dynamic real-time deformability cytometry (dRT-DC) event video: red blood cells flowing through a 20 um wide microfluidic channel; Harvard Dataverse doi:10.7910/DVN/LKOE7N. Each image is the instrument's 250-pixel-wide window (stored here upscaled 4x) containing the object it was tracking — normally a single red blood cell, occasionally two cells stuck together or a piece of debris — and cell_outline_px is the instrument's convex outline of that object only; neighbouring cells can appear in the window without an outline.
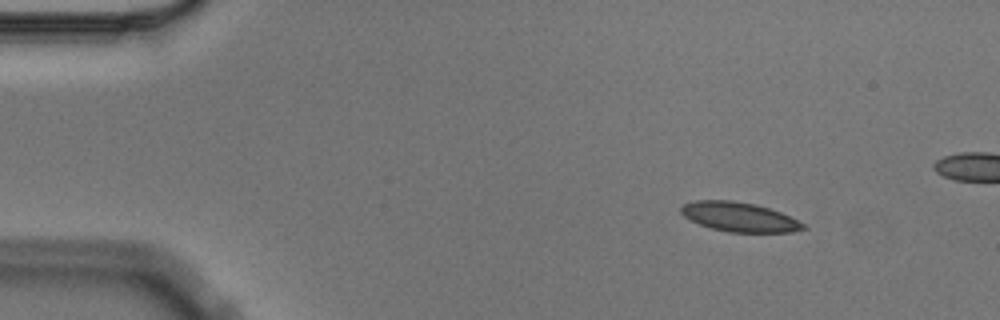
{"species": "Egyptian fruit bat (a non-hibernating species)", "species_latin": "Rousettus aegyptiacus", "temperature_condition": "cold", "stored_images_in_passage": 4, "camera_frame_rate_fps": 3000, "um_per_image_px": 0.085, "animal": {"sex": "male"}, "frame": {"image": 1, "passage_image": 1, "time_ms": 0.0, "image_size_px": [1000, 320], "cell_outline_px": [[808, 228], [792, 232], [728, 232], [712, 228], [700, 224], [684, 216], [680, 212], [680, 208], [684, 204], [696, 200], [732, 200], [756, 204], [780, 212], [804, 224]], "centroid_in_image_um": [62.83, 18.44], "position_along_channel_um": 22.2, "area_um2": 20.75}}